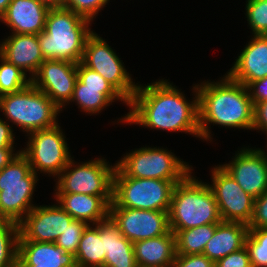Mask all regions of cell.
Masks as SVG:
<instances>
[{
	"label": "cell",
	"instance_id": "cell-1",
	"mask_svg": "<svg viewBox=\"0 0 267 267\" xmlns=\"http://www.w3.org/2000/svg\"><path fill=\"white\" fill-rule=\"evenodd\" d=\"M192 91L194 97L190 102L185 94L167 79H158L145 86L138 83L129 102L130 111L117 122L135 124L151 130L185 132L201 139L196 84L193 85Z\"/></svg>",
	"mask_w": 267,
	"mask_h": 267
},
{
	"label": "cell",
	"instance_id": "cell-2",
	"mask_svg": "<svg viewBox=\"0 0 267 267\" xmlns=\"http://www.w3.org/2000/svg\"><path fill=\"white\" fill-rule=\"evenodd\" d=\"M216 81L196 84L198 90V123L201 139L212 141V124L252 130L254 105L248 88L225 76ZM210 125V126H209ZM211 134V135H210Z\"/></svg>",
	"mask_w": 267,
	"mask_h": 267
},
{
	"label": "cell",
	"instance_id": "cell-3",
	"mask_svg": "<svg viewBox=\"0 0 267 267\" xmlns=\"http://www.w3.org/2000/svg\"><path fill=\"white\" fill-rule=\"evenodd\" d=\"M91 21L72 10L50 8L46 17L45 30L38 34L41 52L45 60L55 59L81 62L85 43L93 32Z\"/></svg>",
	"mask_w": 267,
	"mask_h": 267
},
{
	"label": "cell",
	"instance_id": "cell-4",
	"mask_svg": "<svg viewBox=\"0 0 267 267\" xmlns=\"http://www.w3.org/2000/svg\"><path fill=\"white\" fill-rule=\"evenodd\" d=\"M192 171L172 192L168 211L171 231H182L222 221L218 204L208 183L196 179Z\"/></svg>",
	"mask_w": 267,
	"mask_h": 267
},
{
	"label": "cell",
	"instance_id": "cell-5",
	"mask_svg": "<svg viewBox=\"0 0 267 267\" xmlns=\"http://www.w3.org/2000/svg\"><path fill=\"white\" fill-rule=\"evenodd\" d=\"M62 110L43 92L30 83L24 89L0 96V112L8 123L29 134L55 127Z\"/></svg>",
	"mask_w": 267,
	"mask_h": 267
},
{
	"label": "cell",
	"instance_id": "cell-6",
	"mask_svg": "<svg viewBox=\"0 0 267 267\" xmlns=\"http://www.w3.org/2000/svg\"><path fill=\"white\" fill-rule=\"evenodd\" d=\"M113 177L182 181L193 167L174 152L161 147H140L116 161Z\"/></svg>",
	"mask_w": 267,
	"mask_h": 267
},
{
	"label": "cell",
	"instance_id": "cell-7",
	"mask_svg": "<svg viewBox=\"0 0 267 267\" xmlns=\"http://www.w3.org/2000/svg\"><path fill=\"white\" fill-rule=\"evenodd\" d=\"M38 180L21 152L0 170V219L19 224L25 218L36 206L32 199Z\"/></svg>",
	"mask_w": 267,
	"mask_h": 267
},
{
	"label": "cell",
	"instance_id": "cell-8",
	"mask_svg": "<svg viewBox=\"0 0 267 267\" xmlns=\"http://www.w3.org/2000/svg\"><path fill=\"white\" fill-rule=\"evenodd\" d=\"M181 181L113 177V201L109 208L169 211L174 186Z\"/></svg>",
	"mask_w": 267,
	"mask_h": 267
},
{
	"label": "cell",
	"instance_id": "cell-9",
	"mask_svg": "<svg viewBox=\"0 0 267 267\" xmlns=\"http://www.w3.org/2000/svg\"><path fill=\"white\" fill-rule=\"evenodd\" d=\"M115 169L116 163L110 165L104 157L80 163H76L72 158L54 180L56 182L54 194L113 196Z\"/></svg>",
	"mask_w": 267,
	"mask_h": 267
},
{
	"label": "cell",
	"instance_id": "cell-10",
	"mask_svg": "<svg viewBox=\"0 0 267 267\" xmlns=\"http://www.w3.org/2000/svg\"><path fill=\"white\" fill-rule=\"evenodd\" d=\"M27 146L21 153L27 158L32 171L53 178L68 165L71 157L69 145L59 123L52 128L30 132Z\"/></svg>",
	"mask_w": 267,
	"mask_h": 267
},
{
	"label": "cell",
	"instance_id": "cell-11",
	"mask_svg": "<svg viewBox=\"0 0 267 267\" xmlns=\"http://www.w3.org/2000/svg\"><path fill=\"white\" fill-rule=\"evenodd\" d=\"M108 43L93 31L87 38L81 63L99 73L129 103L136 92L138 83L133 82L124 63Z\"/></svg>",
	"mask_w": 267,
	"mask_h": 267
},
{
	"label": "cell",
	"instance_id": "cell-12",
	"mask_svg": "<svg viewBox=\"0 0 267 267\" xmlns=\"http://www.w3.org/2000/svg\"><path fill=\"white\" fill-rule=\"evenodd\" d=\"M212 184H209L222 221L249 224L253 215L254 199L244 192L238 183L220 166L211 170Z\"/></svg>",
	"mask_w": 267,
	"mask_h": 267
},
{
	"label": "cell",
	"instance_id": "cell-13",
	"mask_svg": "<svg viewBox=\"0 0 267 267\" xmlns=\"http://www.w3.org/2000/svg\"><path fill=\"white\" fill-rule=\"evenodd\" d=\"M118 100L129 106L127 100L99 73L84 66L81 62L77 64V81L73 96L67 106L73 102L78 105L81 112L97 115L112 102Z\"/></svg>",
	"mask_w": 267,
	"mask_h": 267
},
{
	"label": "cell",
	"instance_id": "cell-14",
	"mask_svg": "<svg viewBox=\"0 0 267 267\" xmlns=\"http://www.w3.org/2000/svg\"><path fill=\"white\" fill-rule=\"evenodd\" d=\"M229 163L220 166L253 198L267 191V152L261 148L242 147Z\"/></svg>",
	"mask_w": 267,
	"mask_h": 267
},
{
	"label": "cell",
	"instance_id": "cell-15",
	"mask_svg": "<svg viewBox=\"0 0 267 267\" xmlns=\"http://www.w3.org/2000/svg\"><path fill=\"white\" fill-rule=\"evenodd\" d=\"M109 217L132 243L162 236L170 231L167 211L109 208Z\"/></svg>",
	"mask_w": 267,
	"mask_h": 267
},
{
	"label": "cell",
	"instance_id": "cell-16",
	"mask_svg": "<svg viewBox=\"0 0 267 267\" xmlns=\"http://www.w3.org/2000/svg\"><path fill=\"white\" fill-rule=\"evenodd\" d=\"M73 220L58 203L37 205L19 223L18 241L55 243Z\"/></svg>",
	"mask_w": 267,
	"mask_h": 267
},
{
	"label": "cell",
	"instance_id": "cell-17",
	"mask_svg": "<svg viewBox=\"0 0 267 267\" xmlns=\"http://www.w3.org/2000/svg\"><path fill=\"white\" fill-rule=\"evenodd\" d=\"M77 81V64L63 60H44L31 78V83L43 91L61 110L73 96Z\"/></svg>",
	"mask_w": 267,
	"mask_h": 267
},
{
	"label": "cell",
	"instance_id": "cell-18",
	"mask_svg": "<svg viewBox=\"0 0 267 267\" xmlns=\"http://www.w3.org/2000/svg\"><path fill=\"white\" fill-rule=\"evenodd\" d=\"M226 73L246 87L267 77V35H253Z\"/></svg>",
	"mask_w": 267,
	"mask_h": 267
},
{
	"label": "cell",
	"instance_id": "cell-19",
	"mask_svg": "<svg viewBox=\"0 0 267 267\" xmlns=\"http://www.w3.org/2000/svg\"><path fill=\"white\" fill-rule=\"evenodd\" d=\"M0 56L32 78L44 62L38 35L12 33L0 42Z\"/></svg>",
	"mask_w": 267,
	"mask_h": 267
},
{
	"label": "cell",
	"instance_id": "cell-20",
	"mask_svg": "<svg viewBox=\"0 0 267 267\" xmlns=\"http://www.w3.org/2000/svg\"><path fill=\"white\" fill-rule=\"evenodd\" d=\"M49 7L38 0H12L0 21L11 33L36 34L45 30Z\"/></svg>",
	"mask_w": 267,
	"mask_h": 267
},
{
	"label": "cell",
	"instance_id": "cell-21",
	"mask_svg": "<svg viewBox=\"0 0 267 267\" xmlns=\"http://www.w3.org/2000/svg\"><path fill=\"white\" fill-rule=\"evenodd\" d=\"M57 203L74 219L95 225L109 217L113 196L87 194H54Z\"/></svg>",
	"mask_w": 267,
	"mask_h": 267
},
{
	"label": "cell",
	"instance_id": "cell-22",
	"mask_svg": "<svg viewBox=\"0 0 267 267\" xmlns=\"http://www.w3.org/2000/svg\"><path fill=\"white\" fill-rule=\"evenodd\" d=\"M18 265L37 267H77L75 255L55 243L18 241Z\"/></svg>",
	"mask_w": 267,
	"mask_h": 267
},
{
	"label": "cell",
	"instance_id": "cell-23",
	"mask_svg": "<svg viewBox=\"0 0 267 267\" xmlns=\"http://www.w3.org/2000/svg\"><path fill=\"white\" fill-rule=\"evenodd\" d=\"M139 267H172L176 257V236L168 233L133 243Z\"/></svg>",
	"mask_w": 267,
	"mask_h": 267
},
{
	"label": "cell",
	"instance_id": "cell-24",
	"mask_svg": "<svg viewBox=\"0 0 267 267\" xmlns=\"http://www.w3.org/2000/svg\"><path fill=\"white\" fill-rule=\"evenodd\" d=\"M249 227L245 223L221 221L203 251L213 263L245 247Z\"/></svg>",
	"mask_w": 267,
	"mask_h": 267
},
{
	"label": "cell",
	"instance_id": "cell-25",
	"mask_svg": "<svg viewBox=\"0 0 267 267\" xmlns=\"http://www.w3.org/2000/svg\"><path fill=\"white\" fill-rule=\"evenodd\" d=\"M100 238L105 251L103 267H138L133 243L121 234L110 217L100 222Z\"/></svg>",
	"mask_w": 267,
	"mask_h": 267
},
{
	"label": "cell",
	"instance_id": "cell-26",
	"mask_svg": "<svg viewBox=\"0 0 267 267\" xmlns=\"http://www.w3.org/2000/svg\"><path fill=\"white\" fill-rule=\"evenodd\" d=\"M75 258L77 267L104 266L105 251L103 238H100V222L88 225L83 231Z\"/></svg>",
	"mask_w": 267,
	"mask_h": 267
},
{
	"label": "cell",
	"instance_id": "cell-27",
	"mask_svg": "<svg viewBox=\"0 0 267 267\" xmlns=\"http://www.w3.org/2000/svg\"><path fill=\"white\" fill-rule=\"evenodd\" d=\"M217 224H206L182 231H172L176 236V254H203L206 244L212 238Z\"/></svg>",
	"mask_w": 267,
	"mask_h": 267
},
{
	"label": "cell",
	"instance_id": "cell-28",
	"mask_svg": "<svg viewBox=\"0 0 267 267\" xmlns=\"http://www.w3.org/2000/svg\"><path fill=\"white\" fill-rule=\"evenodd\" d=\"M19 224L0 219V267H15L18 265Z\"/></svg>",
	"mask_w": 267,
	"mask_h": 267
},
{
	"label": "cell",
	"instance_id": "cell-29",
	"mask_svg": "<svg viewBox=\"0 0 267 267\" xmlns=\"http://www.w3.org/2000/svg\"><path fill=\"white\" fill-rule=\"evenodd\" d=\"M0 96L18 92L31 83V78L0 56Z\"/></svg>",
	"mask_w": 267,
	"mask_h": 267
},
{
	"label": "cell",
	"instance_id": "cell-30",
	"mask_svg": "<svg viewBox=\"0 0 267 267\" xmlns=\"http://www.w3.org/2000/svg\"><path fill=\"white\" fill-rule=\"evenodd\" d=\"M245 247L252 267H267V228L249 229Z\"/></svg>",
	"mask_w": 267,
	"mask_h": 267
},
{
	"label": "cell",
	"instance_id": "cell-31",
	"mask_svg": "<svg viewBox=\"0 0 267 267\" xmlns=\"http://www.w3.org/2000/svg\"><path fill=\"white\" fill-rule=\"evenodd\" d=\"M245 7L252 35H267V0H246Z\"/></svg>",
	"mask_w": 267,
	"mask_h": 267
},
{
	"label": "cell",
	"instance_id": "cell-32",
	"mask_svg": "<svg viewBox=\"0 0 267 267\" xmlns=\"http://www.w3.org/2000/svg\"><path fill=\"white\" fill-rule=\"evenodd\" d=\"M87 226L88 224L84 221L73 220L64 233L58 237L55 244L66 253L76 255L83 231Z\"/></svg>",
	"mask_w": 267,
	"mask_h": 267
},
{
	"label": "cell",
	"instance_id": "cell-33",
	"mask_svg": "<svg viewBox=\"0 0 267 267\" xmlns=\"http://www.w3.org/2000/svg\"><path fill=\"white\" fill-rule=\"evenodd\" d=\"M110 0H65L64 8L72 10L74 13L82 16L89 21H94L100 10Z\"/></svg>",
	"mask_w": 267,
	"mask_h": 267
},
{
	"label": "cell",
	"instance_id": "cell-34",
	"mask_svg": "<svg viewBox=\"0 0 267 267\" xmlns=\"http://www.w3.org/2000/svg\"><path fill=\"white\" fill-rule=\"evenodd\" d=\"M249 229L267 228V191L254 199V208Z\"/></svg>",
	"mask_w": 267,
	"mask_h": 267
},
{
	"label": "cell",
	"instance_id": "cell-35",
	"mask_svg": "<svg viewBox=\"0 0 267 267\" xmlns=\"http://www.w3.org/2000/svg\"><path fill=\"white\" fill-rule=\"evenodd\" d=\"M214 267H252L246 247L218 260Z\"/></svg>",
	"mask_w": 267,
	"mask_h": 267
},
{
	"label": "cell",
	"instance_id": "cell-36",
	"mask_svg": "<svg viewBox=\"0 0 267 267\" xmlns=\"http://www.w3.org/2000/svg\"><path fill=\"white\" fill-rule=\"evenodd\" d=\"M213 263L204 254L182 255L176 254L172 267H214Z\"/></svg>",
	"mask_w": 267,
	"mask_h": 267
},
{
	"label": "cell",
	"instance_id": "cell-37",
	"mask_svg": "<svg viewBox=\"0 0 267 267\" xmlns=\"http://www.w3.org/2000/svg\"><path fill=\"white\" fill-rule=\"evenodd\" d=\"M252 129L267 135V100L254 104Z\"/></svg>",
	"mask_w": 267,
	"mask_h": 267
},
{
	"label": "cell",
	"instance_id": "cell-38",
	"mask_svg": "<svg viewBox=\"0 0 267 267\" xmlns=\"http://www.w3.org/2000/svg\"><path fill=\"white\" fill-rule=\"evenodd\" d=\"M247 88L253 105L267 100V77L251 82Z\"/></svg>",
	"mask_w": 267,
	"mask_h": 267
},
{
	"label": "cell",
	"instance_id": "cell-39",
	"mask_svg": "<svg viewBox=\"0 0 267 267\" xmlns=\"http://www.w3.org/2000/svg\"><path fill=\"white\" fill-rule=\"evenodd\" d=\"M12 125L0 117V148H15Z\"/></svg>",
	"mask_w": 267,
	"mask_h": 267
},
{
	"label": "cell",
	"instance_id": "cell-40",
	"mask_svg": "<svg viewBox=\"0 0 267 267\" xmlns=\"http://www.w3.org/2000/svg\"><path fill=\"white\" fill-rule=\"evenodd\" d=\"M14 150V148H0V170L15 159V157L21 152V150H16V152Z\"/></svg>",
	"mask_w": 267,
	"mask_h": 267
},
{
	"label": "cell",
	"instance_id": "cell-41",
	"mask_svg": "<svg viewBox=\"0 0 267 267\" xmlns=\"http://www.w3.org/2000/svg\"><path fill=\"white\" fill-rule=\"evenodd\" d=\"M49 8H61L64 6L65 0H38Z\"/></svg>",
	"mask_w": 267,
	"mask_h": 267
},
{
	"label": "cell",
	"instance_id": "cell-42",
	"mask_svg": "<svg viewBox=\"0 0 267 267\" xmlns=\"http://www.w3.org/2000/svg\"><path fill=\"white\" fill-rule=\"evenodd\" d=\"M12 0H0V17L5 13Z\"/></svg>",
	"mask_w": 267,
	"mask_h": 267
},
{
	"label": "cell",
	"instance_id": "cell-43",
	"mask_svg": "<svg viewBox=\"0 0 267 267\" xmlns=\"http://www.w3.org/2000/svg\"><path fill=\"white\" fill-rule=\"evenodd\" d=\"M20 267H37V265H19Z\"/></svg>",
	"mask_w": 267,
	"mask_h": 267
}]
</instances>
